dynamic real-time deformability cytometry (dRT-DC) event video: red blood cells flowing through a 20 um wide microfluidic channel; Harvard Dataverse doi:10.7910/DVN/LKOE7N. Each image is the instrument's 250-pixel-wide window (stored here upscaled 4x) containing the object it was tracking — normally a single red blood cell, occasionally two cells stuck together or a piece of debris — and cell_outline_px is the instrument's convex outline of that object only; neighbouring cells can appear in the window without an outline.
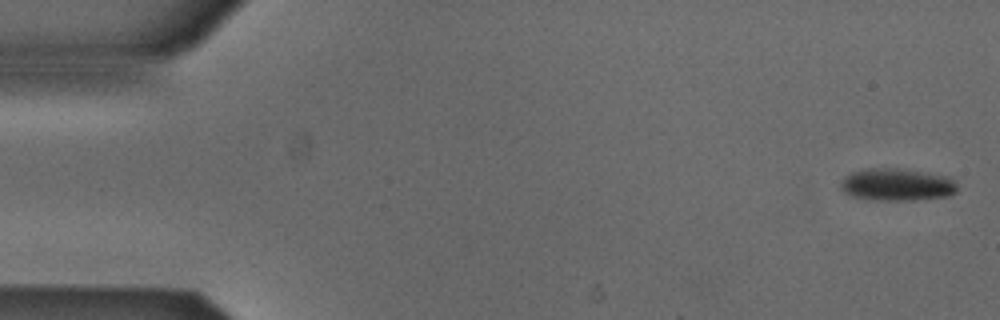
{"species": "Egyptian fruit bat (a non-hibernating species)", "species_latin": "Rousettus aegyptiacus", "temperature_condition": "cold", "stored_images_in_passage": 4, "camera_frame_rate_fps": 3000, "um_per_image_px": 0.085, "animal": {"sex": "male"}, "frame": {"image": 1, "passage_image": 1, "time_ms": 0.0, "image_size_px": [1000, 320], "cell_outline_px": [[956, 192], [948, 196], [912, 200], [872, 200], [852, 196], [844, 192], [840, 188], [840, 184], [844, 176], [852, 172], [864, 168], [900, 168], [948, 176], [956, 180]], "centroid_in_image_um": [76.22, 15.68], "position_along_channel_um": 8.8, "area_um2": 22.2}}
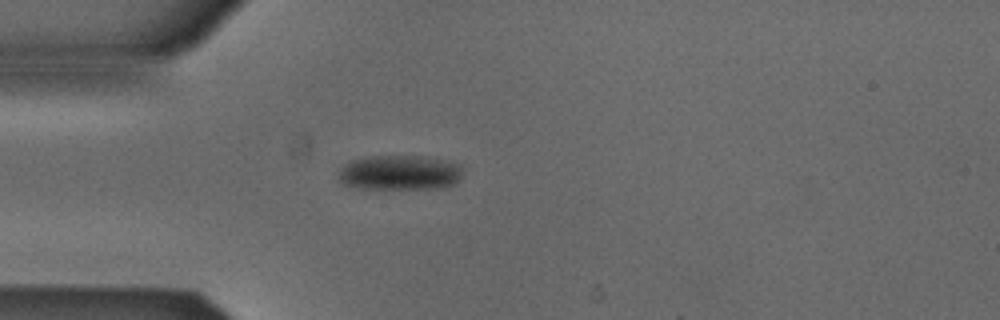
{"frame": {"image": 2, "passage_image": 4, "time_ms": 1.0, "image_size_px": [1000, 320], "cell_outline_px": [[460, 176], [452, 184], [436, 188], [360, 188], [344, 184], [336, 180], [336, 176], [340, 168], [344, 164], [352, 160], [368, 156], [416, 156], [444, 160], [460, 164]], "centroid_in_image_um": [33.87, 14.66], "position_along_channel_um": 51.1, "area_um2": 24.97}}